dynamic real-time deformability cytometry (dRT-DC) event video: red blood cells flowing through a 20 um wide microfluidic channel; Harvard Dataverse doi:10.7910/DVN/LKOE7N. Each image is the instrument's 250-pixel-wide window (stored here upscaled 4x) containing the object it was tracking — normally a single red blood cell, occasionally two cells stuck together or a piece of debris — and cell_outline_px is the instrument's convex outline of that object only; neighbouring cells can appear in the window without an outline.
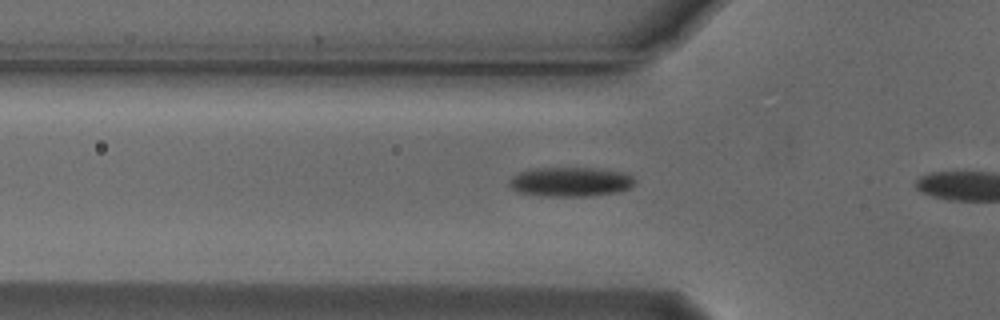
{"species": "Egyptian fruit bat (a non-hibernating species)", "species_latin": "Rousettus aegyptiacus", "temperature_condition": "cold", "stored_images_in_passage": 13, "camera_frame_rate_fps": 3000, "um_per_image_px": 0.085, "animal": {"sex": "male"}, "frame": {"image": 1, "passage_image": 11, "time_ms": 3.333, "image_size_px": [1000, 320], "cell_outline_px": [[636, 184], [632, 188], [620, 192], [588, 196], [540, 196], [520, 192], [512, 188], [508, 184], [508, 180], [512, 176], [520, 172], [532, 168], [596, 168], [624, 172], [632, 176], [636, 180]], "centroid_in_image_um": [48.53, 15.45], "position_along_channel_um": 77.3, "area_um2": 21.85}}